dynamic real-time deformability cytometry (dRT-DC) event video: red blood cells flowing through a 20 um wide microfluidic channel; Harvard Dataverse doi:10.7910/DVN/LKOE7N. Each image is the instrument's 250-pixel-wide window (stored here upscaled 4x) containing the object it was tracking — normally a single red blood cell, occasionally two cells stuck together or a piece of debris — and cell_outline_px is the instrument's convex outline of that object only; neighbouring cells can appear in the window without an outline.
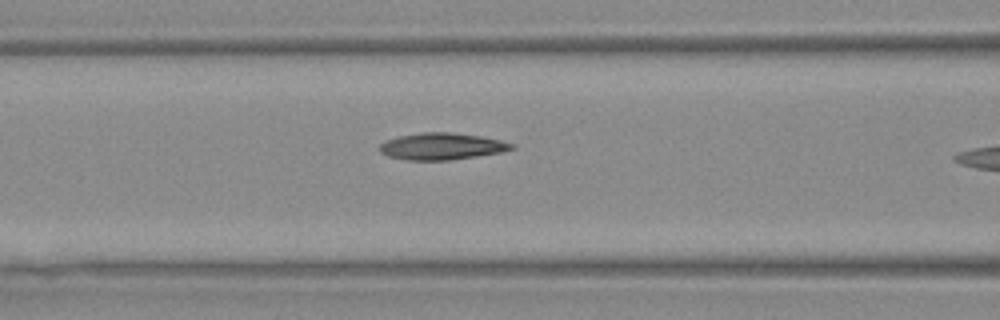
{"species": "Egyptian fruit bat (a non-hibernating species)", "species_latin": "Rousettus aegyptiacus", "temperature_condition": "warm", "stored_images_in_passage": 30, "camera_frame_rate_fps": 3000, "um_per_image_px": 0.085, "animal": {"sex": "female"}, "frame": {"image": 1, "passage_image": 9, "time_ms": 2.667, "image_size_px": [1000, 320], "cell_outline_px": [[516, 148], [500, 152], [476, 156], [448, 160], [408, 160], [388, 156], [380, 152], [376, 148], [384, 140], [396, 136], [420, 132], [452, 132], [480, 136], [500, 140], [516, 144]], "centroid_in_image_um": [37.5, 12.42], "position_along_channel_um": 129.1, "area_um2": 20.81}}
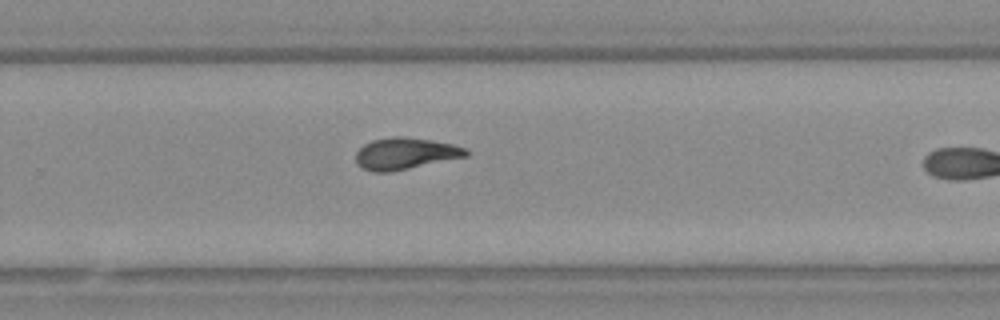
{"frame": {"image": 2, "passage_image": 22, "time_ms": 7.0, "image_size_px": [1000, 320], "cell_outline_px": [[468, 156], [392, 172], [372, 172], [360, 168], [356, 164], [356, 152], [364, 144], [372, 140], [392, 136], [404, 136], [432, 140], [452, 144], [468, 148]], "centroid_in_image_um": [34.43, 13.06], "position_along_channel_um": 295.4, "area_um2": 20.63}}